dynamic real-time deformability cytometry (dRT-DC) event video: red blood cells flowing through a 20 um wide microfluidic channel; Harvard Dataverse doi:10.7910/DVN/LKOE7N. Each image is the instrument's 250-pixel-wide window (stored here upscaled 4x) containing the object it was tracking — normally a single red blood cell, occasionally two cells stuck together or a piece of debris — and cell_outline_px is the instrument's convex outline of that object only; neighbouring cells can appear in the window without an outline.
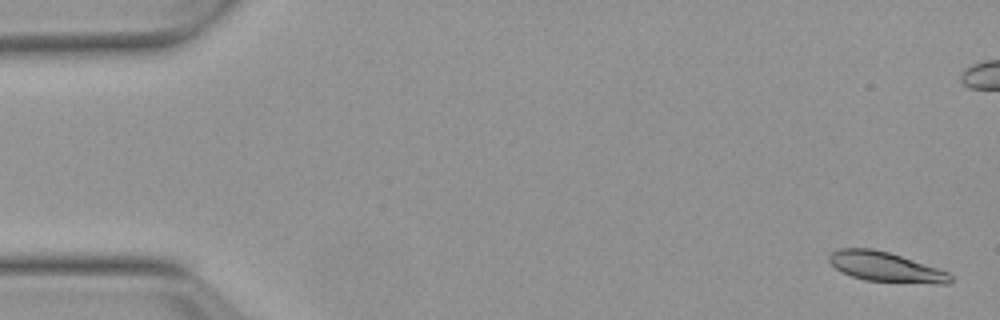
{"species": "Egyptian fruit bat (a non-hibernating species)", "species_latin": "Rousettus aegyptiacus", "temperature_condition": "warm", "stored_images_in_passage": 55, "camera_frame_rate_fps": 3000, "um_per_image_px": 0.085, "animal": {"sex": "female"}, "frame": {"image": 1, "passage_image": 2, "time_ms": 0.333, "image_size_px": [1000, 320], "cell_outline_px": [[952, 280], [948, 284], [936, 284], [864, 280], [840, 272], [828, 260], [828, 256], [832, 252], [840, 248], [872, 248], [888, 252], [948, 272], [952, 276]], "centroid_in_image_um": [75.25, 22.69], "position_along_channel_um": 9.7, "area_um2": 20.87}}
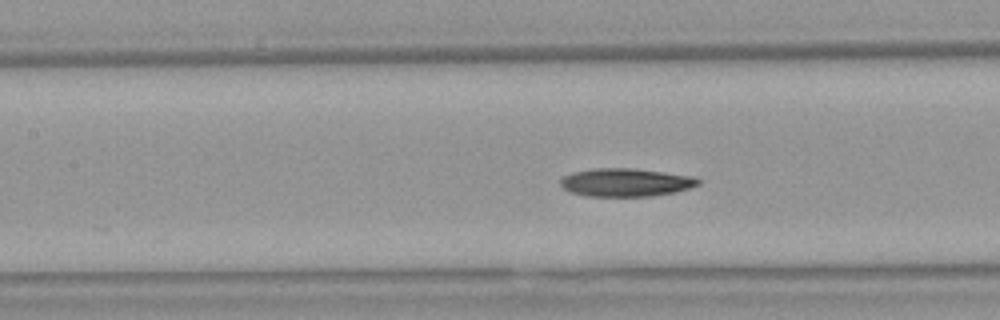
{"frame": {"image": 2, "passage_image": 24, "time_ms": 7.667, "image_size_px": [1000, 320], "cell_outline_px": [[700, 184], [676, 192], [652, 196], [588, 196], [572, 192], [564, 188], [560, 184], [560, 180], [564, 176], [572, 172], [596, 168], [632, 168], [696, 176], [700, 180]], "centroid_in_image_um": [53.22, 15.5], "position_along_channel_um": 154.2, "area_um2": 22.6}}
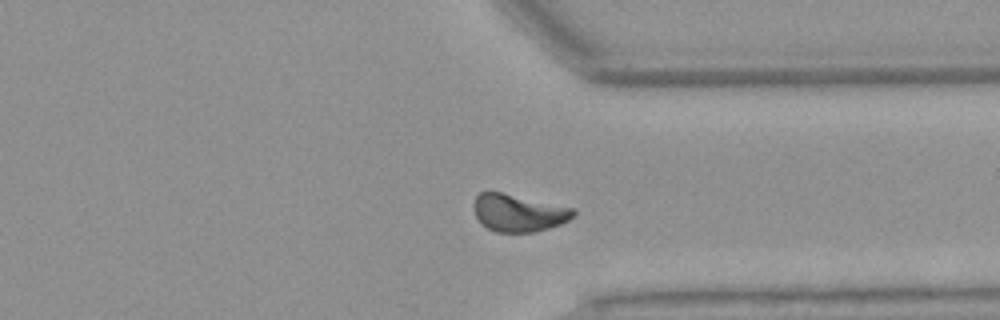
{"frame": {"image": 3, "passage_image": 41, "time_ms": 13.333, "image_size_px": [1000, 320], "cell_outline_px": [[576, 216], [560, 224], [536, 232], [496, 232], [480, 224], [476, 216], [472, 204], [476, 196], [480, 192], [500, 192], [576, 208]], "centroid_in_image_um": [44.08, 18.1], "position_along_channel_um": 367.3, "area_um2": 21.85}, "authors_computed_cell_mechanics": {"area_um2": 21.9062, "velocity_mm_per_s": 3.7865, "shape_relaxation_time_tau1_ms": 10.1999, "shape_relaxation_time_tau2_ms": null, "deformation_change_tau1": 0.2164, "deformation_change_tau2": null}}